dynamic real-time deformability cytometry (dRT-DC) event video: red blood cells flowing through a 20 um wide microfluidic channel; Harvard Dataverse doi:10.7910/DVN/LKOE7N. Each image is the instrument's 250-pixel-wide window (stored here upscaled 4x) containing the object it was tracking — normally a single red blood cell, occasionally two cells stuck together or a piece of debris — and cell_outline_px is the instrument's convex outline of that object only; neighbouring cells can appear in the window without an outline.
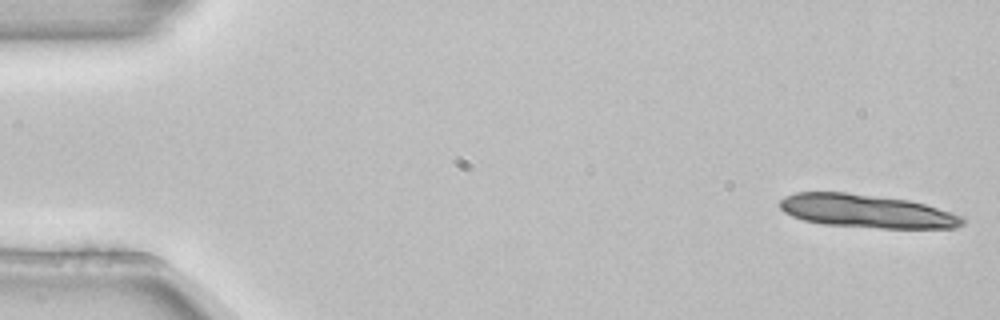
{"species": "common noctule bat (a hibernating species)", "species_latin": "Nyctalus noctula", "temperature_condition": "room temperature", "stored_images_in_passage": 4, "camera_frame_rate_fps": 3000, "um_per_image_px": 0.085, "animal": {"sex": "female", "body_mass_g": 22.7, "forearm_length_mm": 54.2}, "frame": {"image": 1, "passage_image": 1, "time_ms": 0.0, "image_size_px": [1000, 320], "cell_outline_px": [[964, 224], [956, 228], [880, 228], [824, 224], [804, 220], [792, 216], [784, 212], [780, 208], [780, 200], [784, 196], [796, 192], [848, 192], [908, 200], [924, 204], [952, 212], [964, 216]], "centroid_in_image_um": [73.67, 17.94], "position_along_channel_um": 11.3, "area_um2": 35.49}}